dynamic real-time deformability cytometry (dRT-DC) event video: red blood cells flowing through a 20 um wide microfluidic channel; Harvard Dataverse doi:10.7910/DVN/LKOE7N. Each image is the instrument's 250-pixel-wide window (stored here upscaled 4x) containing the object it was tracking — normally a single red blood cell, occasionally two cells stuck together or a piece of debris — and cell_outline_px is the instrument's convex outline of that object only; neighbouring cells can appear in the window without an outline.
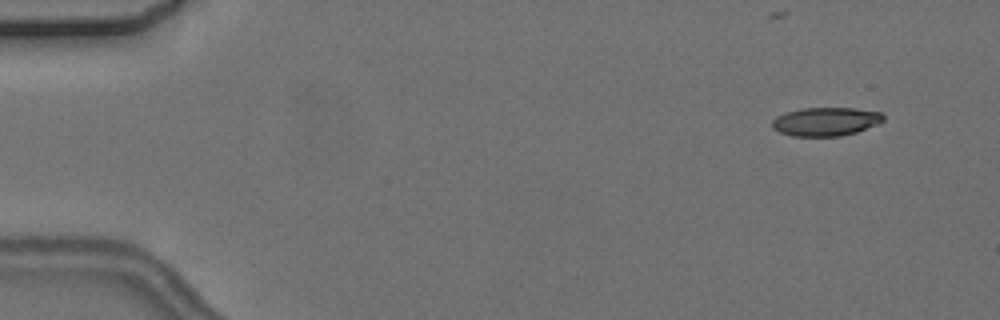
{"species": "common noctule bat (a hibernating species)", "species_latin": "Nyctalus noctula", "temperature_condition": "cold", "stored_images_in_passage": 9, "camera_frame_rate_fps": 3000, "um_per_image_px": 0.085, "animal": {"sex": "female", "body_mass_g": 24.6, "forearm_length_mm": 56.2}, "frame": {"image": 1, "passage_image": 1, "time_ms": 0.0, "image_size_px": [1000, 320], "cell_outline_px": [[884, 120], [880, 124], [856, 132], [840, 136], [792, 136], [780, 132], [772, 128], [772, 120], [776, 116], [784, 112], [800, 108], [856, 108], [884, 112]], "centroid_in_image_um": [70.21, 10.32], "position_along_channel_um": 14.8, "area_um2": 18.84}}
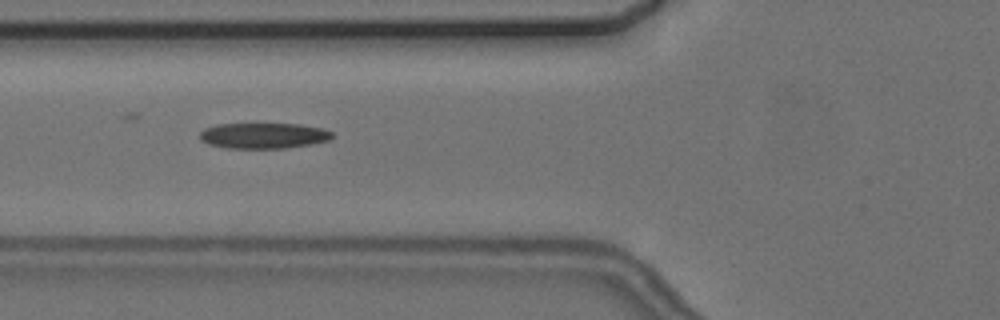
{"frame": {"image": 2, "passage_image": 6, "time_ms": 5.667, "image_size_px": [1000, 320], "cell_outline_px": [[332, 140], [312, 144], [284, 148], [224, 148], [208, 144], [200, 140], [200, 132], [204, 128], [216, 124], [300, 124], [324, 128], [332, 132]], "centroid_in_image_um": [22.4, 11.53], "position_along_channel_um": 103.4, "area_um2": 20.0}}